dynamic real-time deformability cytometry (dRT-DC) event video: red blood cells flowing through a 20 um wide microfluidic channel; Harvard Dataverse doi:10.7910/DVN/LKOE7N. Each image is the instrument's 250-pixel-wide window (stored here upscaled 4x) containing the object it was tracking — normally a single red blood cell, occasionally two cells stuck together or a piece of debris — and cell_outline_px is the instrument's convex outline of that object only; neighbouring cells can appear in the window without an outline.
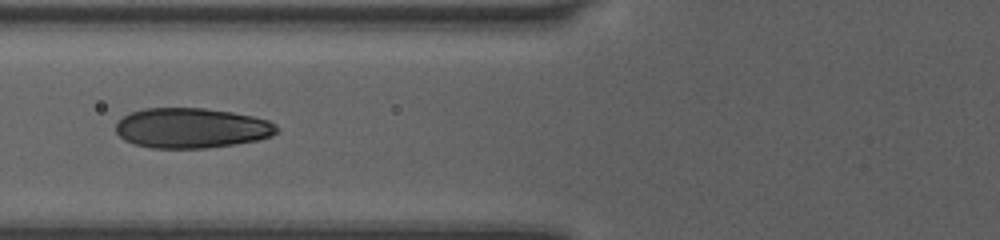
{"species": "human", "species_latin": "Homo sapiens", "temperature_condition": "room temperature", "stored_images_in_passage": 6, "camera_frame_rate_fps": 3000, "um_per_image_px": 0.085, "donor": {"sex": "female"}, "frame": {"image": 1, "passage_image": 5, "time_ms": 1.333, "image_size_px": [1000, 240], "cell_outline_px": [[280, 128], [272, 136], [260, 140], [236, 144], [208, 148], [152, 148], [132, 144], [124, 140], [116, 132], [116, 124], [124, 116], [132, 112], [144, 108], [204, 108], [232, 112], [252, 116], [268, 120], [276, 124]], "centroid_in_image_um": [16.3, 10.89], "position_along_channel_um": 109.5, "area_um2": 37.86}}